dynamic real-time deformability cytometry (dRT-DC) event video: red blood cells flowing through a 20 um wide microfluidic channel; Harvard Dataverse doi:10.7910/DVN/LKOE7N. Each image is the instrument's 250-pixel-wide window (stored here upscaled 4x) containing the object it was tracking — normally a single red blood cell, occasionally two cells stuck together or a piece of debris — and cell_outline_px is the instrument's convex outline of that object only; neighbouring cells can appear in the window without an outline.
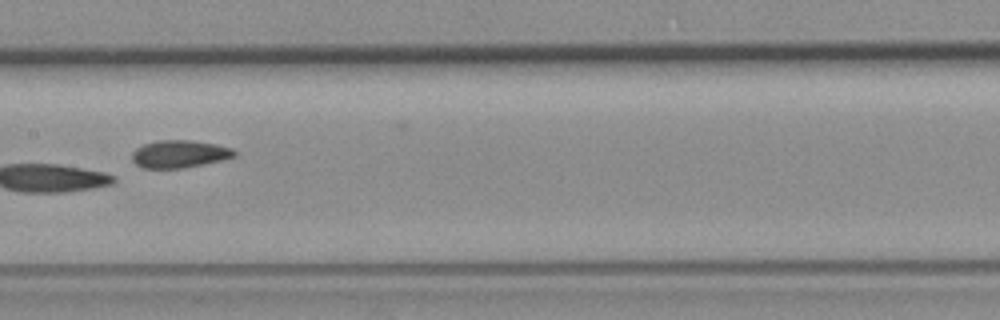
{"species": "common noctule bat (a hibernating species)", "species_latin": "Nyctalus noctula", "temperature_condition": "room temperature", "stored_images_in_passage": 7, "camera_frame_rate_fps": 3000, "um_per_image_px": 0.085, "animal": {"sex": "female", "body_mass_g": 19.3, "forearm_length_mm": 54.1}, "frame": {"image": 1, "passage_image": 6, "time_ms": 6.0, "image_size_px": [1000, 320], "cell_outline_px": [[236, 156], [220, 160], [180, 168], [144, 168], [136, 164], [132, 160], [132, 152], [136, 148], [144, 144], [156, 140], [188, 140], [216, 144], [232, 148], [236, 152]], "centroid_in_image_um": [15.22, 13.07], "position_along_channel_um": 192.2, "area_um2": 16.24}}